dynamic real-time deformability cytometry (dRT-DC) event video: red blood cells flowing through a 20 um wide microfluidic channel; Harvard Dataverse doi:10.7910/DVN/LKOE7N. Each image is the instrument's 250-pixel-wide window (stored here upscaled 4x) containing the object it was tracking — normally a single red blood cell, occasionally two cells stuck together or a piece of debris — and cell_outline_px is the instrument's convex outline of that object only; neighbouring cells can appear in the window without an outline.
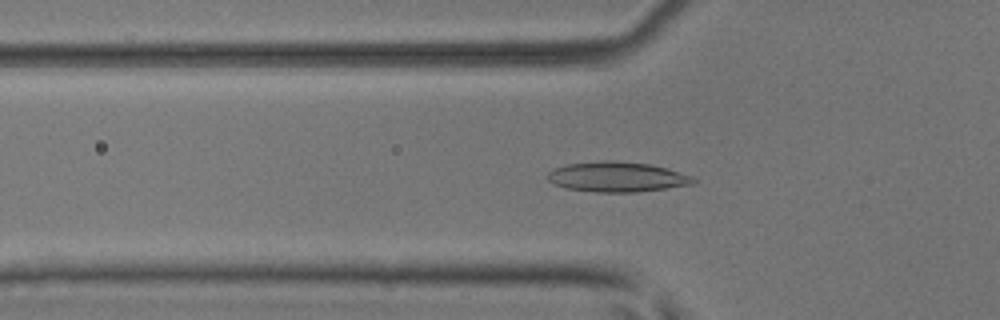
{"species": "common noctule bat (a hibernating species)", "species_latin": "Nyctalus noctula", "temperature_condition": "room temperature", "stored_images_in_passage": 40, "camera_frame_rate_fps": 3000, "um_per_image_px": 0.085, "animal": {"sex": "male", "body_mass_g": 17.9, "forearm_length_mm": 54.2}, "frame": {"image": 1, "passage_image": 17, "time_ms": 5.333, "image_size_px": [1000, 320], "cell_outline_px": [[696, 184], [636, 192], [596, 192], [568, 188], [552, 184], [544, 176], [552, 168], [568, 164], [604, 160], [612, 160], [652, 164], [668, 168], [692, 176], [696, 180]], "centroid_in_image_um": [52.44, 15.03], "position_along_channel_um": 73.4, "area_um2": 25.84}}
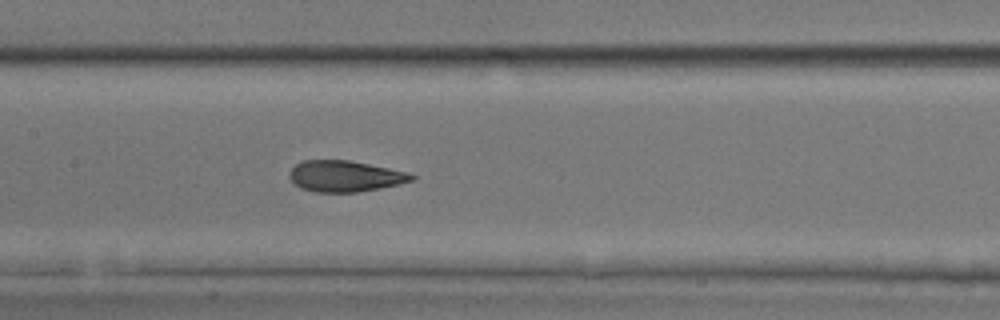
{"frame": {"image": 2, "passage_image": 25, "time_ms": 8.0, "image_size_px": [1000, 320], "cell_outline_px": [[416, 180], [400, 184], [380, 188], [356, 192], [312, 192], [300, 188], [288, 176], [288, 172], [296, 164], [304, 160], [348, 160], [408, 172], [416, 176]], "centroid_in_image_um": [29.33, 14.98], "position_along_channel_um": 178.1, "area_um2": 22.2}}
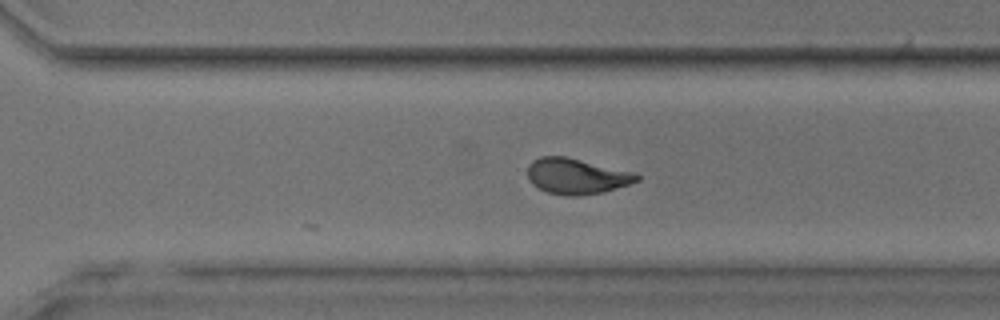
{"frame": {"image": 3, "passage_image": 36, "time_ms": 11.667, "image_size_px": [1000, 320], "cell_outline_px": [[640, 180], [604, 192], [576, 196], [568, 196], [548, 192], [532, 184], [528, 180], [528, 164], [532, 160], [540, 156], [564, 156], [636, 172], [640, 176]], "centroid_in_image_um": [49.01, 14.97], "position_along_channel_um": 321.6, "area_um2": 22.77}, "authors_computed_cell_mechanics": {"area_um2": 22.8888, "velocity_mm_per_s": 3.9199, "shape_relaxation_time_tau1_ms": null, "shape_relaxation_time_tau2_ms": 0.9491, "deformation_change_tau1": null, "deformation_change_tau2": 0.0658}}